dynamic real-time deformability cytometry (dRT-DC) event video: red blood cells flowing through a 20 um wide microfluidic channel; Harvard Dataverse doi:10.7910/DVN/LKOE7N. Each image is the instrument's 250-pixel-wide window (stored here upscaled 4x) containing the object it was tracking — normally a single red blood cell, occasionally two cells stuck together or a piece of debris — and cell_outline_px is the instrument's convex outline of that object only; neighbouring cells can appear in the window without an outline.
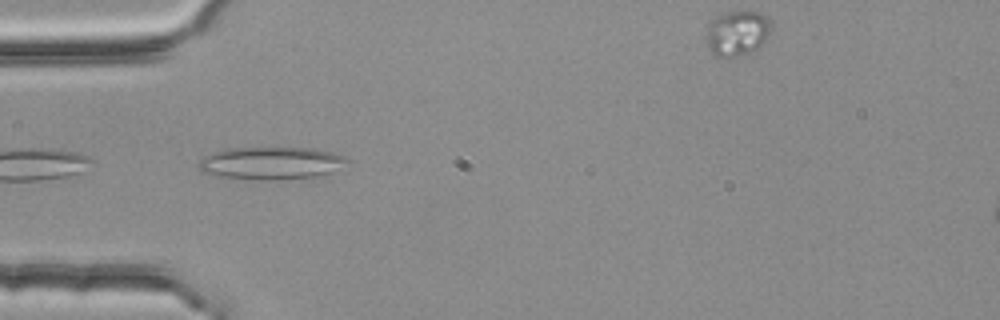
{"species": "common noctule bat (a hibernating species)", "species_latin": "Nyctalus noctula", "temperature_condition": "room temperature", "stored_images_in_passage": 4, "camera_frame_rate_fps": 3000, "um_per_image_px": 0.085, "animal": {"sex": "female", "body_mass_g": 25.1}, "frame": {"image": 1, "passage_image": 1, "time_ms": 0.0, "image_size_px": [1000, 320], "cell_outline_px": [[348, 160], [328, 172], [316, 176], [272, 180], [264, 180], [216, 176], [200, 172], [200, 160], [204, 156], [228, 148], [316, 148], [332, 152], [344, 156]], "centroid_in_image_um": [22.98, 13.86], "position_along_channel_um": 62.0, "area_um2": 27.63}}